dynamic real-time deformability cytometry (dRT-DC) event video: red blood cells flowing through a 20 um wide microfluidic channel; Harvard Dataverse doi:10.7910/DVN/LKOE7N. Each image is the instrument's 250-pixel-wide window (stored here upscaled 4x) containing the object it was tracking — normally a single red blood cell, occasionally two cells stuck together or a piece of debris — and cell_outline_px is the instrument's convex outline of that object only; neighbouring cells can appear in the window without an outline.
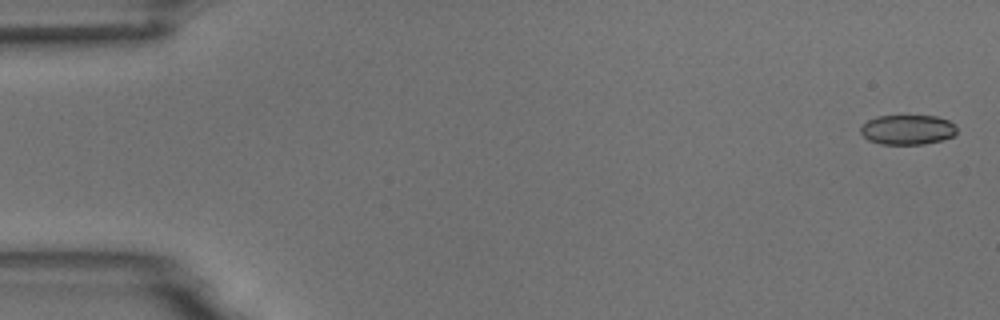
{"species": "common noctule bat (a hibernating species)", "species_latin": "Nyctalus noctula", "temperature_condition": "room temperature", "stored_images_in_passage": 5, "camera_frame_rate_fps": 3000, "um_per_image_px": 0.085, "animal": {"sex": "male", "body_mass_g": 18.8}, "frame": {"image": 1, "passage_image": 1, "time_ms": 0.0, "image_size_px": [1000, 320], "cell_outline_px": [[956, 132], [952, 136], [940, 140], [924, 144], [880, 144], [868, 140], [860, 132], [860, 128], [868, 120], [876, 116], [936, 116], [948, 120], [956, 124]], "centroid_in_image_um": [77.13, 11.02], "position_along_channel_um": 7.9, "area_um2": 16.65}}
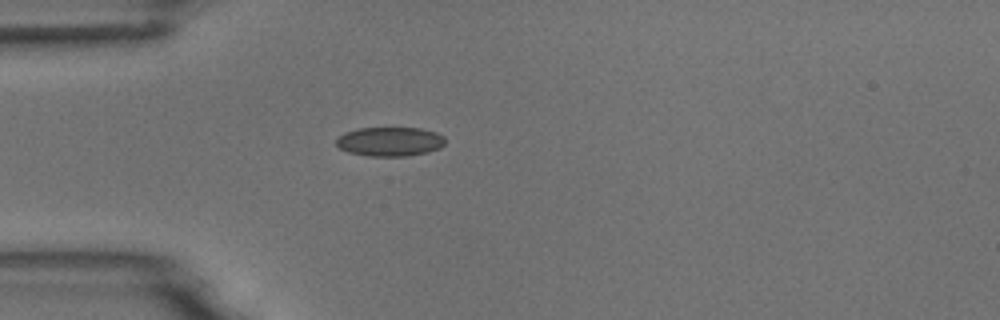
{"frame": {"image": 2, "passage_image": 5, "time_ms": 4.667, "image_size_px": [1000, 320], "cell_outline_px": [[444, 144], [440, 148], [428, 152], [408, 156], [368, 156], [348, 152], [340, 148], [336, 144], [336, 140], [344, 132], [356, 128], [420, 128], [436, 132], [444, 136]], "centroid_in_image_um": [33.14, 12.03], "position_along_channel_um": 51.9, "area_um2": 18.61}}